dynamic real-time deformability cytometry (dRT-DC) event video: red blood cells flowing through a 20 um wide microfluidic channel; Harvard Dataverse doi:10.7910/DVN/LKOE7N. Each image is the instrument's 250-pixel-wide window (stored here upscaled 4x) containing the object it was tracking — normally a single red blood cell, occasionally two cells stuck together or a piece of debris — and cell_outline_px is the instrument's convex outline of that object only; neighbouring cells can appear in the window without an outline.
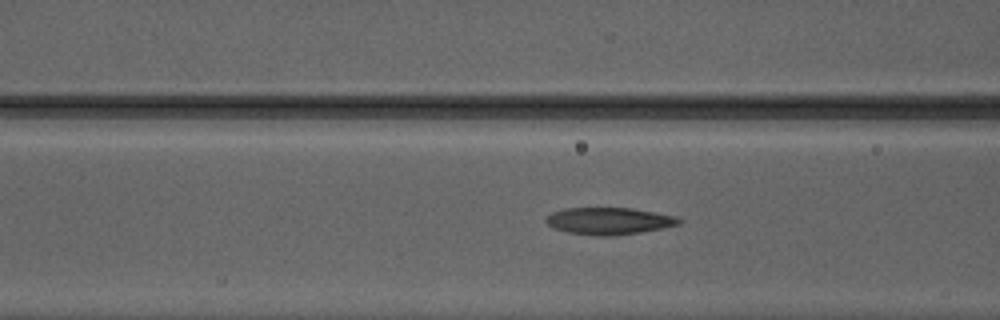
{"species": "Egyptian fruit bat (a non-hibernating species)", "species_latin": "Rousettus aegyptiacus", "temperature_condition": "warm", "stored_images_in_passage": 46, "camera_frame_rate_fps": 3000, "um_per_image_px": 0.085, "animal": {"sex": "male"}, "frame": {"image": 1, "passage_image": 17, "time_ms": 5.333, "image_size_px": [1000, 320], "cell_outline_px": [[684, 220], [680, 224], [664, 228], [640, 232], [608, 236], [600, 236], [568, 232], [556, 228], [548, 224], [544, 220], [552, 212], [564, 208], [632, 208], [676, 216]], "centroid_in_image_um": [51.81, 18.77], "position_along_channel_um": 114.8, "area_um2": 20.81}}
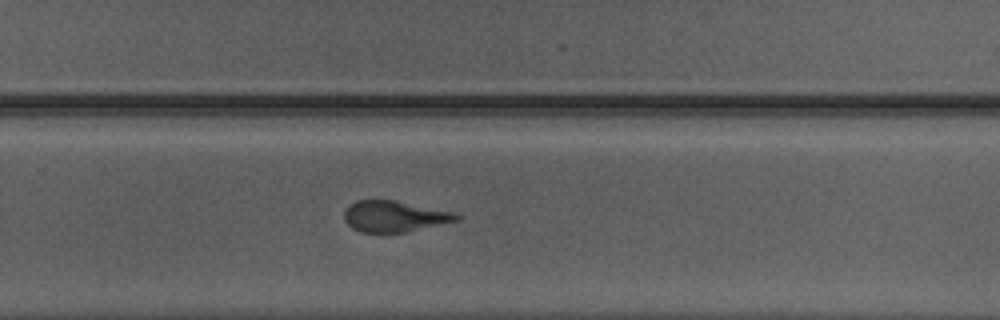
{"frame": {"image": 2, "passage_image": 30, "time_ms": 9.667, "image_size_px": [1000, 320], "cell_outline_px": [[460, 220], [404, 232], [360, 232], [352, 228], [344, 220], [344, 208], [348, 204], [356, 200], [396, 200], [452, 212], [460, 216]], "centroid_in_image_um": [33.46, 18.38], "position_along_channel_um": 296.3, "area_um2": 20.29}}
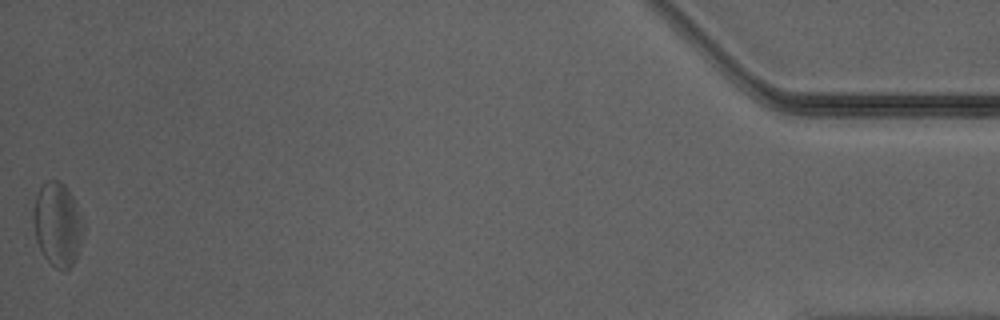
{"frame": {"image": 3, "passage_image": 46, "time_ms": 15.0, "image_size_px": [1000, 320], "cell_outline_px": [[84, 228], [80, 244], [76, 256], [72, 264], [64, 272], [52, 264], [44, 256], [36, 240], [32, 220], [32, 208], [36, 196], [40, 188], [48, 180], [60, 180], [64, 184], [72, 196], [76, 204]], "centroid_in_image_um": [4.86, 19.05], "position_along_channel_um": 430.3, "area_um2": 24.16}, "authors_computed_cell_mechanics": {"area_um2": 21.7906, "velocity_mm_per_s": 4.1864, "shape_relaxation_time_tau1_ms": 5.4297, "shape_relaxation_time_tau2_ms": 1.9978, "deformation_change_tau1": 0.1676, "deformation_change_tau2": 0.1065}}